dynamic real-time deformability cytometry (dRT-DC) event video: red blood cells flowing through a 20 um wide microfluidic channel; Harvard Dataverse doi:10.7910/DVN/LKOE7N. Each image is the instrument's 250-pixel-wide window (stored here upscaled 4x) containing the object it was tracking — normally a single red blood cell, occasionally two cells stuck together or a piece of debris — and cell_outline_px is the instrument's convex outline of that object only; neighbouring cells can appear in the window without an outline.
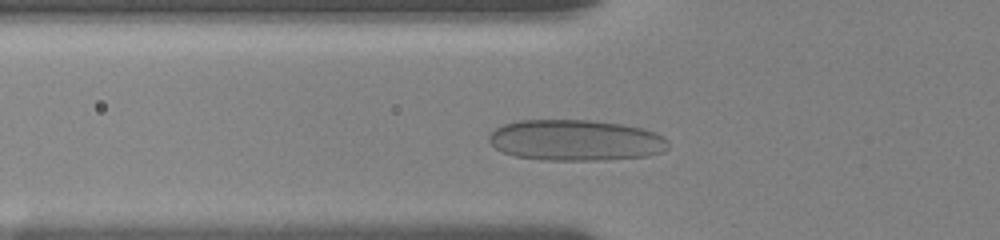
{"species": "human", "species_latin": "Homo sapiens", "temperature_condition": "room temperature", "stored_images_in_passage": 63, "camera_frame_rate_fps": 3000, "um_per_image_px": 0.085, "donor": {"sex": "female"}, "frame": {"image": 1, "passage_image": 15, "time_ms": 3.0, "image_size_px": [1000, 240], "cell_outline_px": [[668, 148], [660, 152], [648, 156], [604, 160], [544, 160], [516, 156], [504, 152], [496, 148], [488, 140], [488, 136], [496, 128], [504, 124], [520, 120], [588, 120], [620, 124], [644, 128], [664, 136], [668, 140]], "centroid_in_image_um": [48.95, 11.92], "position_along_channel_um": 76.9, "area_um2": 42.83}}
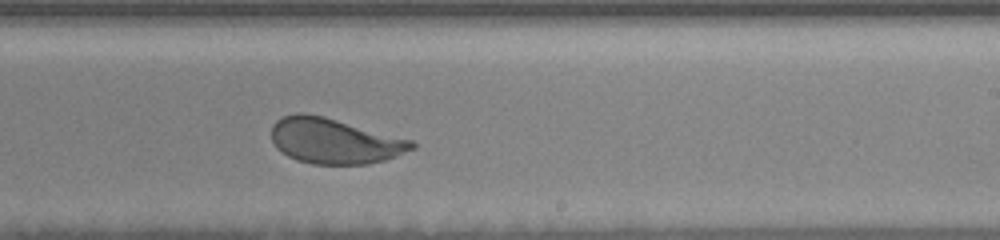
{"frame": {"image": 2, "passage_image": 40, "time_ms": 8.0, "image_size_px": [1000, 240], "cell_outline_px": [[416, 148], [396, 156], [384, 160], [368, 164], [312, 164], [296, 160], [280, 152], [276, 148], [272, 140], [272, 124], [276, 120], [284, 116], [296, 112], [304, 112], [324, 116], [412, 140], [416, 144]], "centroid_in_image_um": [28.4, 11.98], "position_along_channel_um": 260.6, "area_um2": 37.34}}
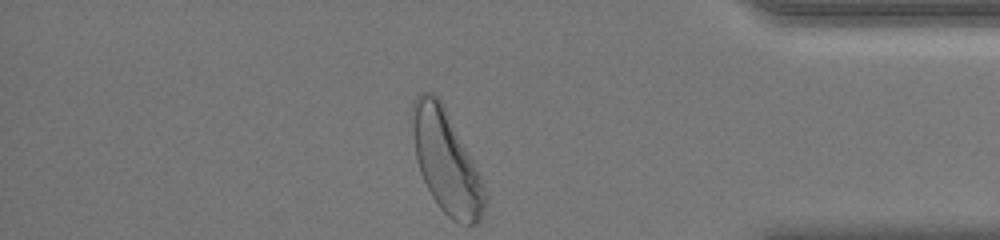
{"frame": {"image": 3, "passage_image": 62, "time_ms": 12.333, "image_size_px": [1000, 240], "cell_outline_px": [[488, 200], [480, 220], [476, 224], [468, 224], [452, 220], [440, 208], [432, 196], [420, 172], [416, 156], [412, 132], [412, 104], [416, 96], [420, 92], [432, 92], [440, 100], [472, 160], [480, 176]], "centroid_in_image_um": [37.92, 13.76], "position_along_channel_um": 397.3, "area_um2": 42.48}, "authors_computed_cell_mechanics": {"area_um2": 39.015, "velocity_mm_per_s": 3.6616, "shape_relaxation_time_tau1_ms": 4.3697, "shape_relaxation_time_tau2_ms": null, "deformation_change_tau1": 0.145, "deformation_change_tau2": null}}